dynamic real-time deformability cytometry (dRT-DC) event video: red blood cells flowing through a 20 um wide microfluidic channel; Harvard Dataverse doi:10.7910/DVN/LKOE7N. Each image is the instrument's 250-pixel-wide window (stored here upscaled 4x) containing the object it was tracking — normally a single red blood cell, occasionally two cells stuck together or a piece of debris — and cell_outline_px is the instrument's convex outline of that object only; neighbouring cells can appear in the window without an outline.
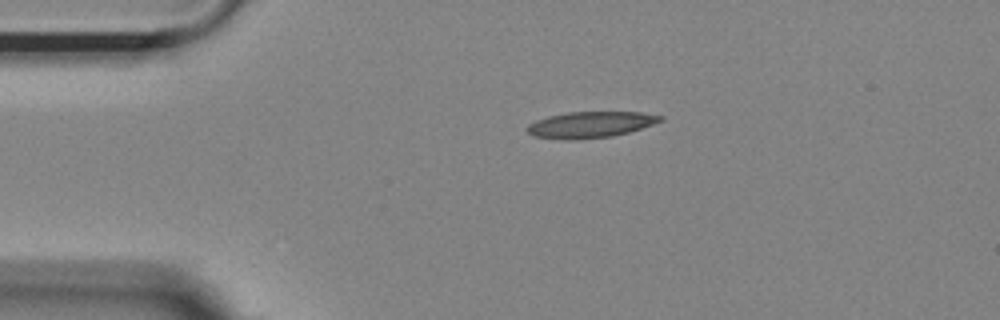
{"species": "Egyptian fruit bat (a non-hibernating species)", "species_latin": "Rousettus aegyptiacus", "temperature_condition": "room temperature", "stored_images_in_passage": 44, "camera_frame_rate_fps": 3000, "um_per_image_px": 0.085, "animal": {"sex": "female"}, "frame": {"image": 1, "passage_image": 1, "time_ms": 0.0, "image_size_px": [1000, 320], "cell_outline_px": [[664, 120], [628, 132], [612, 136], [568, 140], [536, 136], [528, 132], [524, 128], [528, 124], [536, 120], [548, 116], [568, 112], [640, 112], [664, 116]], "centroid_in_image_um": [50.17, 10.58], "position_along_channel_um": 34.8, "area_um2": 20.11}}
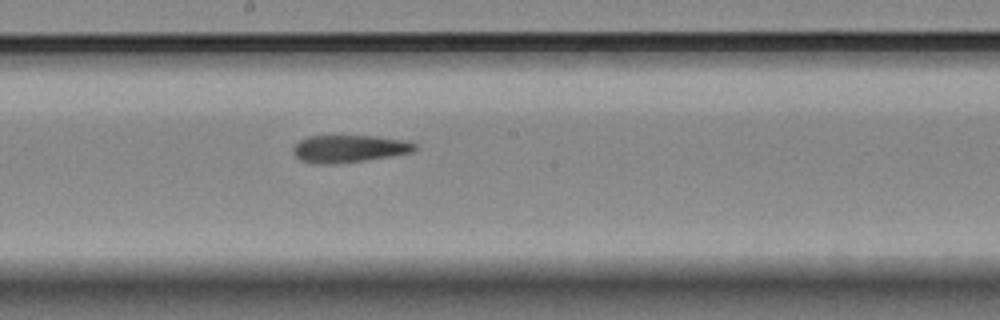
{"frame": {"image": 2, "passage_image": 19, "time_ms": 6.0, "image_size_px": [1000, 320], "cell_outline_px": [[416, 148], [412, 152], [364, 160], [332, 164], [312, 164], [300, 160], [292, 152], [292, 148], [300, 140], [308, 136], [376, 136], [408, 140], [416, 144]], "centroid_in_image_um": [29.65, 12.63], "position_along_channel_um": 218.6, "area_um2": 19.42}}
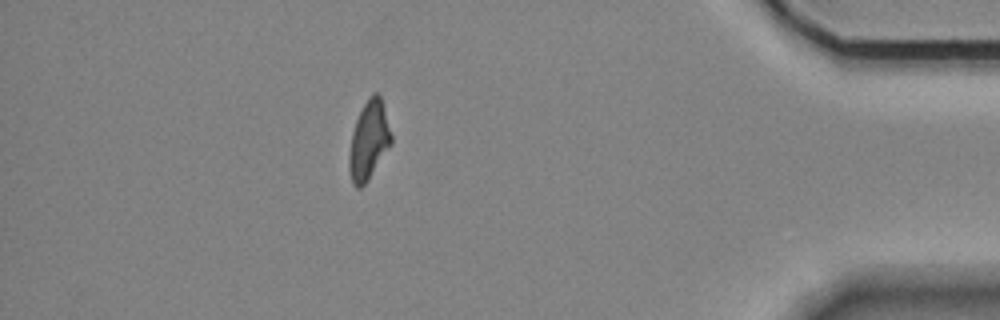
{"frame": {"image": 3, "passage_image": 38, "time_ms": 12.333, "image_size_px": [1000, 320], "cell_outline_px": [[392, 144], [364, 184], [360, 188], [356, 188], [352, 184], [348, 168], [348, 156], [352, 132], [356, 120], [368, 96], [372, 92], [376, 92], [380, 96], [392, 136]], "centroid_in_image_um": [31.33, 11.94], "position_along_channel_um": 403.9, "area_um2": 19.13}, "authors_computed_cell_mechanics": {"area_um2": 19.7676, "velocity_mm_per_s": 3.6264, "shape_relaxation_time_tau1_ms": null, "shape_relaxation_time_tau2_ms": 5.2129, "deformation_change_tau1": null, "deformation_change_tau2": 0.1508}}